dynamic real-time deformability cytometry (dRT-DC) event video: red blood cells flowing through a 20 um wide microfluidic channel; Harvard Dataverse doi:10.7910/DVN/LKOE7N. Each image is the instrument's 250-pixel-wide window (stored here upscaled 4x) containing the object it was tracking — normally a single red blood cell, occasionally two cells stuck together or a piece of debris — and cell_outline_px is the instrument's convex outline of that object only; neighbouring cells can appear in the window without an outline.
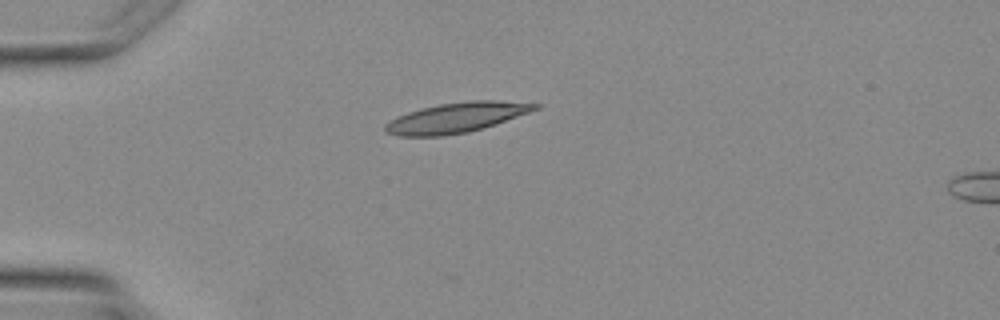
{"species": "Egyptian fruit bat (a non-hibernating species)", "species_latin": "Rousettus aegyptiacus", "temperature_condition": "warm", "stored_images_in_passage": 2, "camera_frame_rate_fps": 3000, "um_per_image_px": 0.085, "animal": {"sex": "female"}, "frame": {"image": 1, "passage_image": 2, "time_ms": 2.333, "image_size_px": [1000, 320], "cell_outline_px": [[540, 108], [496, 124], [468, 132], [444, 136], [396, 136], [384, 132], [384, 124], [396, 116], [408, 112], [440, 104], [472, 100], [496, 100], [540, 104]], "centroid_in_image_um": [38.76, 10.0], "position_along_channel_um": 46.2, "area_um2": 26.18}}